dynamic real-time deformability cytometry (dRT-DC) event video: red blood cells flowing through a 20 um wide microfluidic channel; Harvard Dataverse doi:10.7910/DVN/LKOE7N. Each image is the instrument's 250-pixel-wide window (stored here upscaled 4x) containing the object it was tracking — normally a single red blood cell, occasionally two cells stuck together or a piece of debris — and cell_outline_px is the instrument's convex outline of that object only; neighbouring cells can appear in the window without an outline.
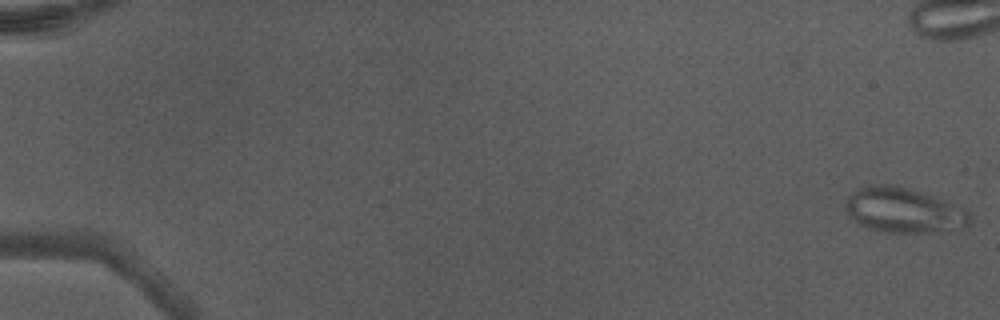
{"species": "Egyptian fruit bat (a non-hibernating species)", "species_latin": "Rousettus aegyptiacus", "temperature_condition": "warm", "stored_images_in_passage": 8, "camera_frame_rate_fps": 3000, "um_per_image_px": 0.085, "animal": {"sex": "male"}, "frame": {"image": 1, "passage_image": 1, "time_ms": 0.0, "image_size_px": [1000, 320], "cell_outline_px": [[972, 224], [960, 232], [880, 232], [868, 228], [860, 224], [848, 212], [844, 204], [848, 196], [852, 192], [860, 188], [876, 184], [884, 184], [904, 188], [920, 192], [944, 200], [964, 208], [968, 212], [972, 220]], "centroid_in_image_um": [76.91, 17.92], "position_along_channel_um": 8.1, "area_um2": 32.66}}